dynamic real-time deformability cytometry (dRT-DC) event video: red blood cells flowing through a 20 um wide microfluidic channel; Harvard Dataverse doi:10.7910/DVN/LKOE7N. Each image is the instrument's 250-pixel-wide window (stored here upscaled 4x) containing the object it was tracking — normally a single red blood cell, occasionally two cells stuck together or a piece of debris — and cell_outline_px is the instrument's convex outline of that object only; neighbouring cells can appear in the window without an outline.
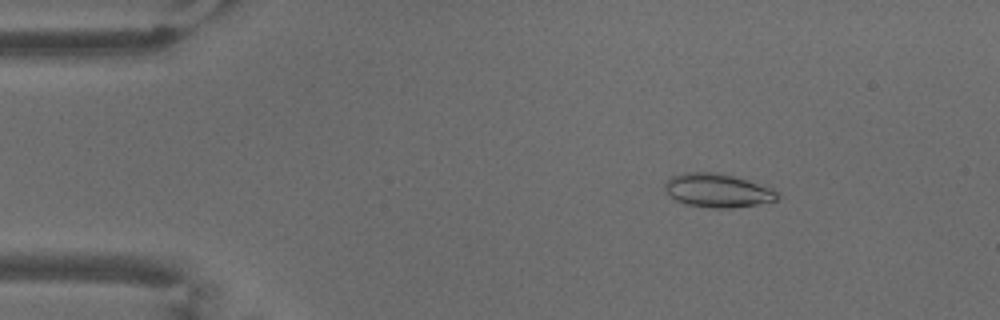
{"species": "common noctule bat (a hibernating species)", "species_latin": "Nyctalus noctula", "temperature_condition": "warm", "stored_images_in_passage": 15, "camera_frame_rate_fps": 3000, "um_per_image_px": 0.085, "animal": {"sex": "male", "body_mass_g": 18.8}, "frame": {"image": 1, "passage_image": 7, "time_ms": 2.0, "image_size_px": [1000, 320], "cell_outline_px": [[780, 196], [776, 200], [756, 204], [732, 208], [712, 208], [684, 204], [676, 200], [664, 188], [664, 184], [672, 176], [684, 172], [716, 172], [732, 176], [772, 188], [780, 192]], "centroid_in_image_um": [61.0, 16.19], "position_along_channel_um": 24.0, "area_um2": 21.91}}